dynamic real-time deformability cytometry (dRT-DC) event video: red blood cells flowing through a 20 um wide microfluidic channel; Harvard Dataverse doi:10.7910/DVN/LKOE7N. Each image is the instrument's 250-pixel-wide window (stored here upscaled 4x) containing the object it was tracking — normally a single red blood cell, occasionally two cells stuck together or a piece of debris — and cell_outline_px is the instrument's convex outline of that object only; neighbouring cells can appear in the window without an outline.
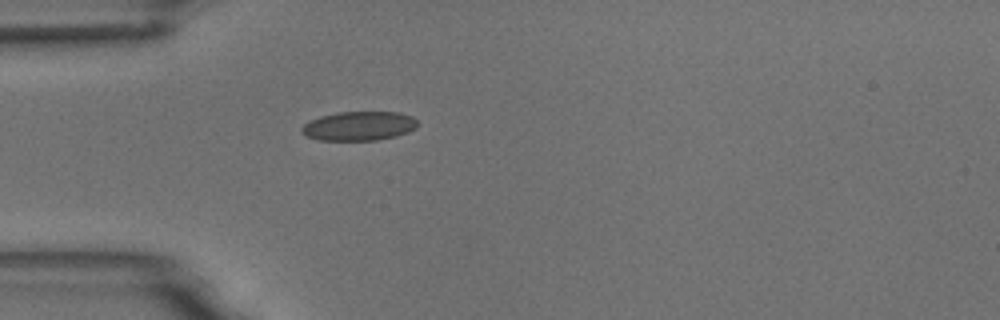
{"species": "common noctule bat (a hibernating species)", "species_latin": "Nyctalus noctula", "temperature_condition": "room temperature", "stored_images_in_passage": 1, "camera_frame_rate_fps": 3000, "um_per_image_px": 0.085, "animal": {"sex": "male", "body_mass_g": 18.8}, "frame": {"image": 1, "passage_image": 1, "time_ms": 0.0, "image_size_px": [1000, 320], "cell_outline_px": [[416, 128], [408, 132], [396, 136], [376, 140], [320, 140], [308, 136], [300, 132], [300, 128], [308, 120], [320, 116], [336, 112], [400, 112], [412, 116], [416, 120]], "centroid_in_image_um": [30.49, 10.7], "position_along_channel_um": 54.5, "area_um2": 19.77}}